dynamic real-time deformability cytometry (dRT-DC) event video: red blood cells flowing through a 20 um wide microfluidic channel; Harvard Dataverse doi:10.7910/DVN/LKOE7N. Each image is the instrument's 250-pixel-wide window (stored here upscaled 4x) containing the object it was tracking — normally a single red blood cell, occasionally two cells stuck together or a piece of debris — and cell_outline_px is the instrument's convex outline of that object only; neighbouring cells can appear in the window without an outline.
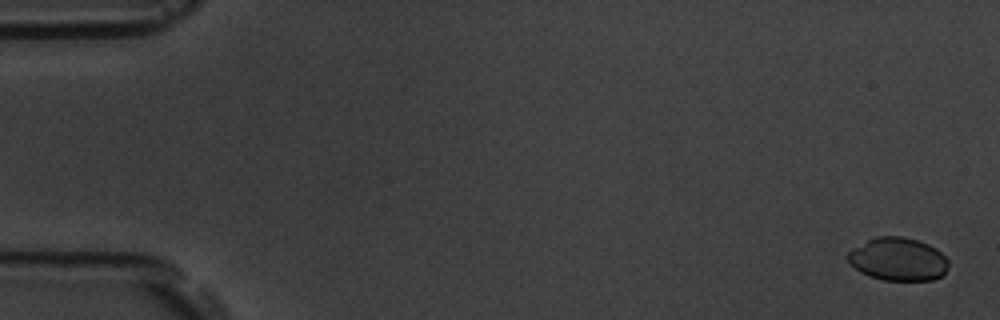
{"species": "common noctule bat (a hibernating species)", "species_latin": "Nyctalus noctula", "temperature_condition": "room temperature", "stored_images_in_passage": 5, "camera_frame_rate_fps": 3000, "um_per_image_px": 0.085, "animal": {"sex": "male", "body_mass_g": 19.5, "forearm_length_mm": 54.6}, "frame": {"image": 1, "passage_image": 1, "time_ms": 0.0, "image_size_px": [1000, 320], "cell_outline_px": [[948, 268], [940, 276], [932, 280], [884, 280], [868, 276], [860, 272], [844, 256], [852, 248], [876, 236], [900, 236], [916, 240], [928, 244], [936, 248], [948, 260]], "centroid_in_image_um": [76.31, 22.03], "position_along_channel_um": 8.7, "area_um2": 25.2}}
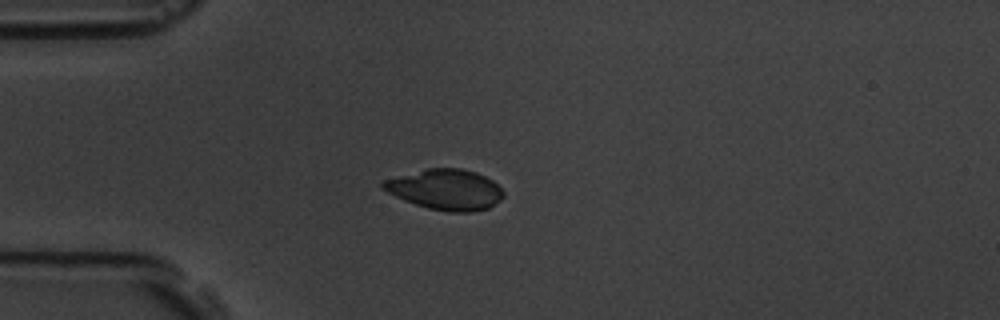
{"frame": {"image": 2, "passage_image": 5, "time_ms": 4.667, "image_size_px": [1000, 320], "cell_outline_px": [[504, 196], [500, 200], [488, 208], [472, 212], [448, 212], [428, 208], [404, 200], [380, 188], [380, 184], [384, 180], [428, 168], [460, 168], [476, 172], [492, 180], [504, 192]], "centroid_in_image_um": [37.88, 16.11], "position_along_channel_um": 47.1, "area_um2": 28.26}}